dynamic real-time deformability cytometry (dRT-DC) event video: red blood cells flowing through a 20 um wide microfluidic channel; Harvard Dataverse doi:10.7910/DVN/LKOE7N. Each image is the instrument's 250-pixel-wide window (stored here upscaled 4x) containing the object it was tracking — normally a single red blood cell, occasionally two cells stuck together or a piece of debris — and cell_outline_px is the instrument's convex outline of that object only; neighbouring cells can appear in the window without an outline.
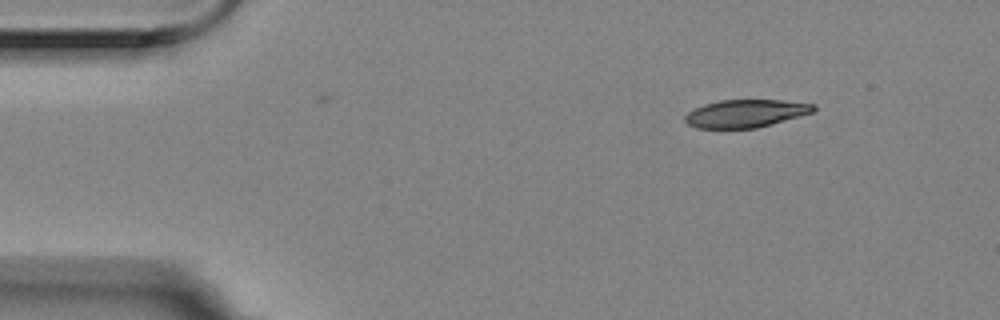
{"species": "Egyptian fruit bat (a non-hibernating species)", "species_latin": "Rousettus aegyptiacus", "temperature_condition": "room temperature", "stored_images_in_passage": 5, "camera_frame_rate_fps": 3000, "um_per_image_px": 0.085, "animal": {"sex": "female"}, "frame": {"image": 1, "passage_image": 1, "time_ms": 0.0, "image_size_px": [1000, 320], "cell_outline_px": [[816, 108], [812, 112], [756, 128], [696, 128], [688, 124], [684, 120], [684, 116], [688, 112], [704, 104], [720, 100], [780, 100], [816, 104]], "centroid_in_image_um": [63.35, 9.64], "position_along_channel_um": 21.7, "area_um2": 20.58}}
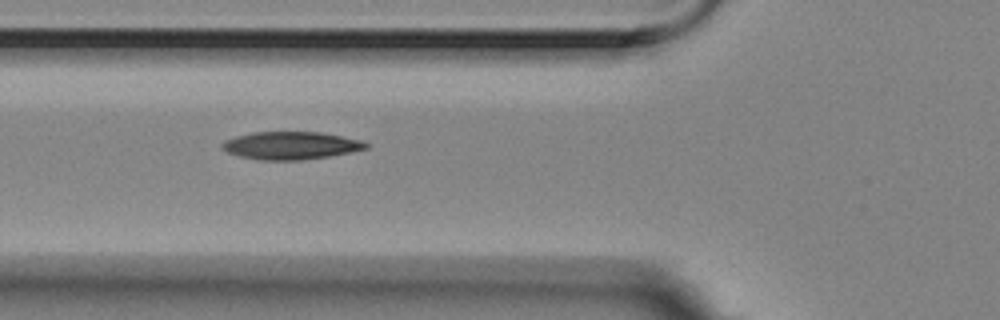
{"frame": {"image": 2, "passage_image": 4, "time_ms": 1.0, "image_size_px": [1000, 320], "cell_outline_px": [[368, 148], [328, 156], [300, 160], [256, 160], [240, 156], [228, 152], [220, 148], [220, 144], [224, 140], [236, 136], [252, 132], [320, 132], [364, 140], [368, 144]], "centroid_in_image_um": [24.68, 12.36], "position_along_channel_um": 101.1, "area_um2": 23.29}}
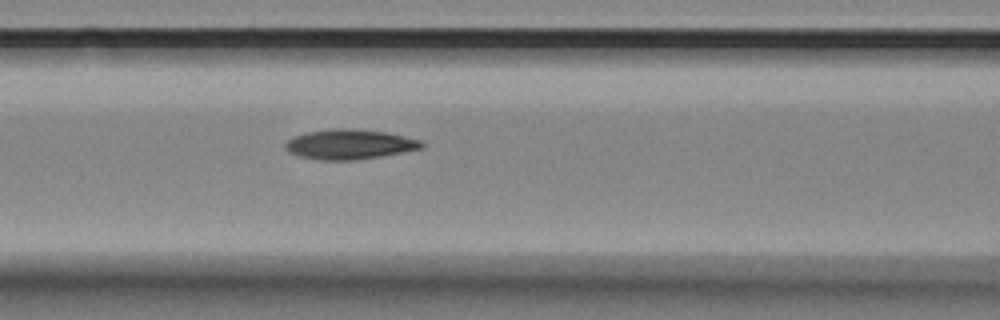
{"frame": {"image": 3, "passage_image": 5, "time_ms": 1.333, "image_size_px": [1000, 320], "cell_outline_px": [[424, 148], [380, 156], [356, 160], [316, 160], [300, 156], [288, 152], [284, 148], [284, 144], [292, 136], [308, 132], [332, 128], [352, 128], [384, 132], [404, 136], [420, 140], [424, 144]], "centroid_in_image_um": [29.67, 12.27], "position_along_channel_um": 136.9, "area_um2": 23.81}}